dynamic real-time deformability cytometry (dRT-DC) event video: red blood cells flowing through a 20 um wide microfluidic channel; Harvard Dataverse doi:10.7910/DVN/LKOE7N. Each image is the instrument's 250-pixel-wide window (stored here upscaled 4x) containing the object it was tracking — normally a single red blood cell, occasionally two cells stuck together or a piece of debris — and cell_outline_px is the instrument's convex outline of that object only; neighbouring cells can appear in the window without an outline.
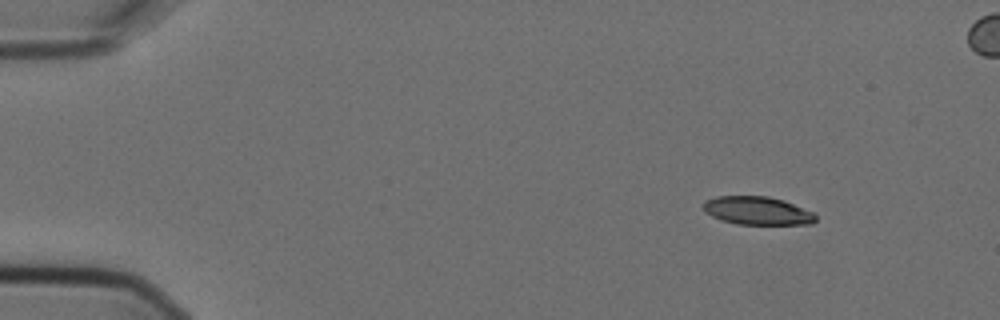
{"species": "Egyptian fruit bat (a non-hibernating species)", "species_latin": "Rousettus aegyptiacus", "temperature_condition": "cold", "stored_images_in_passage": 4, "camera_frame_rate_fps": 3000, "um_per_image_px": 0.085, "animal": {"sex": "female"}, "frame": {"image": 1, "passage_image": 1, "time_ms": 0.0, "image_size_px": [1000, 320], "cell_outline_px": [[816, 220], [812, 224], [736, 224], [720, 220], [704, 212], [704, 200], [716, 196], [768, 196], [784, 200], [812, 212], [816, 216]], "centroid_in_image_um": [64.35, 17.91], "position_along_channel_um": 20.7, "area_um2": 18.5}}